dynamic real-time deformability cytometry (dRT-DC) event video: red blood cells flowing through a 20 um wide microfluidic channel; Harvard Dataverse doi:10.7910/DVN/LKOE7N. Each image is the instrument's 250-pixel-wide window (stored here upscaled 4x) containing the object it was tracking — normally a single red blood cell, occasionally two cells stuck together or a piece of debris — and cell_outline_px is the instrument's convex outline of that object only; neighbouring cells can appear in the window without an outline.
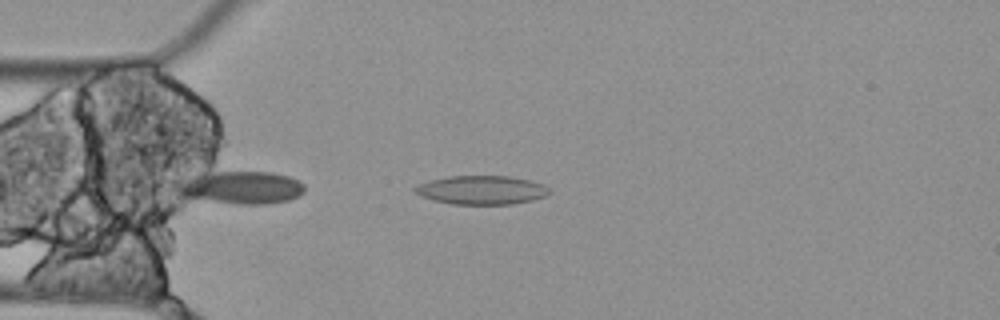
{"species": "Egyptian fruit bat (a non-hibernating species)", "species_latin": "Rousettus aegyptiacus", "temperature_condition": "cold", "stored_images_in_passage": 7, "camera_frame_rate_fps": 3000, "um_per_image_px": 0.085, "animal": {"sex": "female"}, "frame": {"image": 1, "passage_image": 1, "time_ms": 0.0, "image_size_px": [1000, 320], "cell_outline_px": [[552, 192], [544, 196], [532, 200], [512, 204], [452, 204], [432, 200], [420, 196], [412, 192], [412, 188], [428, 180], [448, 176], [508, 176], [532, 180], [544, 184]], "centroid_in_image_um": [40.9, 16.15], "position_along_channel_um": 44.1, "area_um2": 22.77}}
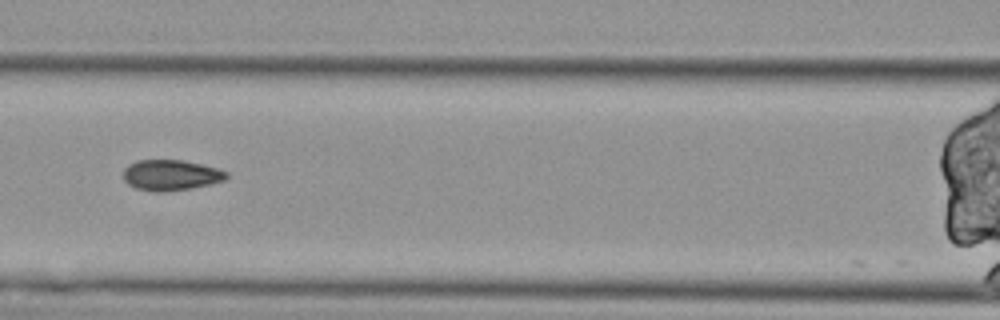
{"frame": {"image": 2, "passage_image": 4, "time_ms": 1.0, "image_size_px": [1000, 320], "cell_outline_px": [[228, 176], [224, 180], [208, 184], [188, 188], [164, 192], [152, 192], [136, 188], [128, 184], [124, 180], [124, 168], [128, 164], [136, 160], [184, 160], [216, 168], [228, 172]], "centroid_in_image_um": [14.48, 14.88], "position_along_channel_um": 152.1, "area_um2": 18.32}}
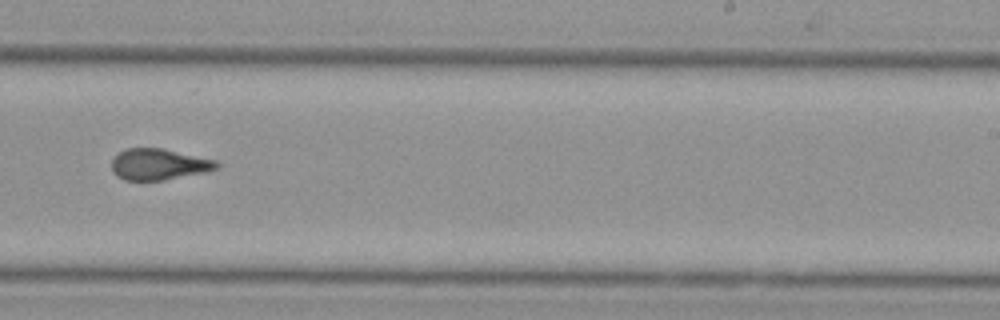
{"frame": {"image": 3, "passage_image": 7, "time_ms": 2.0, "image_size_px": [1000, 320], "cell_outline_px": [[220, 168], [208, 172], [164, 180], [124, 180], [116, 176], [112, 172], [112, 160], [120, 152], [128, 148], [164, 148], [220, 160]], "centroid_in_image_um": [13.59, 13.97], "position_along_channel_um": 275.4, "area_um2": 19.54}}